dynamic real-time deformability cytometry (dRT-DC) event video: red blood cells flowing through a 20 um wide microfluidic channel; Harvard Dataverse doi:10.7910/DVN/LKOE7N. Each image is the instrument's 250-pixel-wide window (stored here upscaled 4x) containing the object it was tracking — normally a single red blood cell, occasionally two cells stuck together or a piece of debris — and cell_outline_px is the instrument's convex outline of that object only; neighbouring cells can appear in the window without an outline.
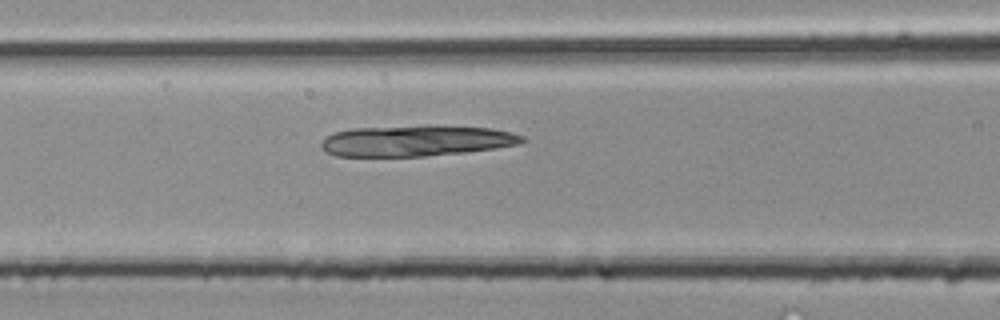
{"species": "common noctule bat (a hibernating species)", "species_latin": "Nyctalus noctula", "temperature_condition": "room temperature", "stored_images_in_passage": 6, "camera_frame_rate_fps": 3000, "um_per_image_px": 0.085, "animal": {"sex": "male", "body_mass_g": 20.4}, "frame": {"image": 1, "passage_image": 6, "time_ms": 1.667, "image_size_px": [1000, 320], "cell_outline_px": [[528, 140], [520, 144], [496, 148], [464, 152], [424, 156], [336, 156], [324, 152], [320, 148], [320, 144], [328, 136], [336, 132], [356, 128], [428, 124], [436, 124], [492, 128], [512, 132], [524, 136]], "centroid_in_image_um": [35.44, 11.94], "position_along_channel_um": 131.2, "area_um2": 36.88}}